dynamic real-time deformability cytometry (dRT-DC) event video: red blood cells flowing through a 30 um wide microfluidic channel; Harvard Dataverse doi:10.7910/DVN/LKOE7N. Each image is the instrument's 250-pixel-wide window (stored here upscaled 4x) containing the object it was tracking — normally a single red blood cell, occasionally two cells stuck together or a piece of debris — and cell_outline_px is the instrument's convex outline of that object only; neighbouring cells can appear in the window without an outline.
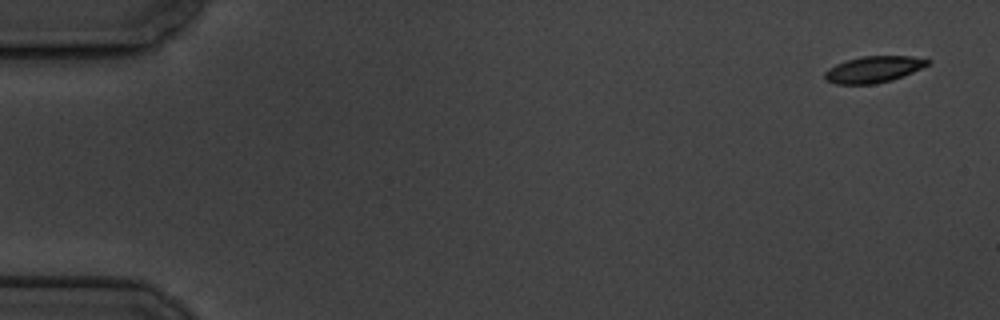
{"species": "common noctule bat (a hibernating species)", "species_latin": "Nyctalus noctula", "temperature_condition": "cold", "stored_images_in_passage": 5, "camera_frame_rate_fps": 3000, "um_per_image_px": 0.085, "animal": {"sex": "male", "body_mass_g": 19.5, "forearm_length_mm": 54.6}, "frame": {"image": 1, "passage_image": 1, "time_ms": 0.0, "image_size_px": [1000, 320], "cell_outline_px": [[932, 60], [928, 64], [912, 72], [892, 80], [872, 84], [836, 84], [824, 80], [824, 72], [828, 68], [836, 64], [860, 56], [912, 56]], "centroid_in_image_um": [74.21, 5.89], "position_along_channel_um": 10.8, "area_um2": 15.78}}